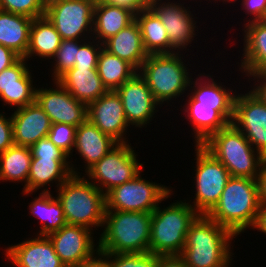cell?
<instances>
[{
  "label": "cell",
  "instance_id": "4",
  "mask_svg": "<svg viewBox=\"0 0 266 267\" xmlns=\"http://www.w3.org/2000/svg\"><path fill=\"white\" fill-rule=\"evenodd\" d=\"M81 176L72 174L55 192L62 204L66 223L94 232L96 228L103 227L105 194L84 175Z\"/></svg>",
  "mask_w": 266,
  "mask_h": 267
},
{
  "label": "cell",
  "instance_id": "19",
  "mask_svg": "<svg viewBox=\"0 0 266 267\" xmlns=\"http://www.w3.org/2000/svg\"><path fill=\"white\" fill-rule=\"evenodd\" d=\"M68 160L69 158H32L27 185L23 187L22 194L27 196L39 189L41 192H50V187L48 190L47 185L50 184L52 187L55 182L58 188L72 174L81 175L80 169L74 167L72 160Z\"/></svg>",
  "mask_w": 266,
  "mask_h": 267
},
{
  "label": "cell",
  "instance_id": "50",
  "mask_svg": "<svg viewBox=\"0 0 266 267\" xmlns=\"http://www.w3.org/2000/svg\"><path fill=\"white\" fill-rule=\"evenodd\" d=\"M206 1H208V0H206ZM210 1V0H209ZM214 1V0H213ZM219 1H221V0H219ZM226 1L228 2V3H231V2H236L237 0H222V2L224 3H226ZM217 2V0H215V3Z\"/></svg>",
  "mask_w": 266,
  "mask_h": 267
},
{
  "label": "cell",
  "instance_id": "43",
  "mask_svg": "<svg viewBox=\"0 0 266 267\" xmlns=\"http://www.w3.org/2000/svg\"><path fill=\"white\" fill-rule=\"evenodd\" d=\"M154 0H96V2L126 7L135 14L139 11L150 9Z\"/></svg>",
  "mask_w": 266,
  "mask_h": 267
},
{
  "label": "cell",
  "instance_id": "11",
  "mask_svg": "<svg viewBox=\"0 0 266 267\" xmlns=\"http://www.w3.org/2000/svg\"><path fill=\"white\" fill-rule=\"evenodd\" d=\"M95 3L96 0H47L45 16L62 40H87L92 38Z\"/></svg>",
  "mask_w": 266,
  "mask_h": 267
},
{
  "label": "cell",
  "instance_id": "44",
  "mask_svg": "<svg viewBox=\"0 0 266 267\" xmlns=\"http://www.w3.org/2000/svg\"><path fill=\"white\" fill-rule=\"evenodd\" d=\"M244 75L248 77V81L253 78L255 85L251 86L252 89L250 91L262 102L266 103V72L248 73Z\"/></svg>",
  "mask_w": 266,
  "mask_h": 267
},
{
  "label": "cell",
  "instance_id": "2",
  "mask_svg": "<svg viewBox=\"0 0 266 267\" xmlns=\"http://www.w3.org/2000/svg\"><path fill=\"white\" fill-rule=\"evenodd\" d=\"M259 206L257 179L231 176L219 202L207 216L237 237L252 229Z\"/></svg>",
  "mask_w": 266,
  "mask_h": 267
},
{
  "label": "cell",
  "instance_id": "6",
  "mask_svg": "<svg viewBox=\"0 0 266 267\" xmlns=\"http://www.w3.org/2000/svg\"><path fill=\"white\" fill-rule=\"evenodd\" d=\"M202 146L228 169L232 177L257 179L265 160L233 123L214 133Z\"/></svg>",
  "mask_w": 266,
  "mask_h": 267
},
{
  "label": "cell",
  "instance_id": "40",
  "mask_svg": "<svg viewBox=\"0 0 266 267\" xmlns=\"http://www.w3.org/2000/svg\"><path fill=\"white\" fill-rule=\"evenodd\" d=\"M30 149L32 158H69L48 137L38 140Z\"/></svg>",
  "mask_w": 266,
  "mask_h": 267
},
{
  "label": "cell",
  "instance_id": "45",
  "mask_svg": "<svg viewBox=\"0 0 266 267\" xmlns=\"http://www.w3.org/2000/svg\"><path fill=\"white\" fill-rule=\"evenodd\" d=\"M19 58L20 57L8 47L0 44V72L13 65Z\"/></svg>",
  "mask_w": 266,
  "mask_h": 267
},
{
  "label": "cell",
  "instance_id": "8",
  "mask_svg": "<svg viewBox=\"0 0 266 267\" xmlns=\"http://www.w3.org/2000/svg\"><path fill=\"white\" fill-rule=\"evenodd\" d=\"M195 148V197L191 203L200 215H207L219 202L221 194L229 180L228 169L202 145Z\"/></svg>",
  "mask_w": 266,
  "mask_h": 267
},
{
  "label": "cell",
  "instance_id": "42",
  "mask_svg": "<svg viewBox=\"0 0 266 267\" xmlns=\"http://www.w3.org/2000/svg\"><path fill=\"white\" fill-rule=\"evenodd\" d=\"M4 114L0 113V153L14 145L12 119Z\"/></svg>",
  "mask_w": 266,
  "mask_h": 267
},
{
  "label": "cell",
  "instance_id": "22",
  "mask_svg": "<svg viewBox=\"0 0 266 267\" xmlns=\"http://www.w3.org/2000/svg\"><path fill=\"white\" fill-rule=\"evenodd\" d=\"M185 119H190L194 145L204 144L214 133L232 123L234 110H215V106L183 105ZM187 116V117H186Z\"/></svg>",
  "mask_w": 266,
  "mask_h": 267
},
{
  "label": "cell",
  "instance_id": "49",
  "mask_svg": "<svg viewBox=\"0 0 266 267\" xmlns=\"http://www.w3.org/2000/svg\"><path fill=\"white\" fill-rule=\"evenodd\" d=\"M77 267H111V265L109 261L100 252H98L92 259Z\"/></svg>",
  "mask_w": 266,
  "mask_h": 267
},
{
  "label": "cell",
  "instance_id": "38",
  "mask_svg": "<svg viewBox=\"0 0 266 267\" xmlns=\"http://www.w3.org/2000/svg\"><path fill=\"white\" fill-rule=\"evenodd\" d=\"M76 129V126L55 123L51 125L47 137L68 156L70 155V158L75 145Z\"/></svg>",
  "mask_w": 266,
  "mask_h": 267
},
{
  "label": "cell",
  "instance_id": "18",
  "mask_svg": "<svg viewBox=\"0 0 266 267\" xmlns=\"http://www.w3.org/2000/svg\"><path fill=\"white\" fill-rule=\"evenodd\" d=\"M25 58H19L13 65L0 72V101L10 109L25 107L35 102L36 86ZM31 72H30V71Z\"/></svg>",
  "mask_w": 266,
  "mask_h": 267
},
{
  "label": "cell",
  "instance_id": "23",
  "mask_svg": "<svg viewBox=\"0 0 266 267\" xmlns=\"http://www.w3.org/2000/svg\"><path fill=\"white\" fill-rule=\"evenodd\" d=\"M204 74H198L194 81L191 78L188 89L191 93H187L188 103L186 102L185 105H206L215 106V110H234V100L237 91L235 90L232 93L233 89L228 87L226 89V86L222 85L221 82L214 81L213 76Z\"/></svg>",
  "mask_w": 266,
  "mask_h": 267
},
{
  "label": "cell",
  "instance_id": "17",
  "mask_svg": "<svg viewBox=\"0 0 266 267\" xmlns=\"http://www.w3.org/2000/svg\"><path fill=\"white\" fill-rule=\"evenodd\" d=\"M87 119L103 133L118 143H126V132L130 126L126 120L121 97L116 91H108L87 106ZM127 139V140H126Z\"/></svg>",
  "mask_w": 266,
  "mask_h": 267
},
{
  "label": "cell",
  "instance_id": "14",
  "mask_svg": "<svg viewBox=\"0 0 266 267\" xmlns=\"http://www.w3.org/2000/svg\"><path fill=\"white\" fill-rule=\"evenodd\" d=\"M232 123L266 159V103L251 91L236 94Z\"/></svg>",
  "mask_w": 266,
  "mask_h": 267
},
{
  "label": "cell",
  "instance_id": "28",
  "mask_svg": "<svg viewBox=\"0 0 266 267\" xmlns=\"http://www.w3.org/2000/svg\"><path fill=\"white\" fill-rule=\"evenodd\" d=\"M134 20L135 13L126 7L96 2L92 37L103 44Z\"/></svg>",
  "mask_w": 266,
  "mask_h": 267
},
{
  "label": "cell",
  "instance_id": "30",
  "mask_svg": "<svg viewBox=\"0 0 266 267\" xmlns=\"http://www.w3.org/2000/svg\"><path fill=\"white\" fill-rule=\"evenodd\" d=\"M61 41V35L46 16L34 18L30 27L29 46L25 59L28 61L38 56L43 58L42 60L46 58L50 60L57 52Z\"/></svg>",
  "mask_w": 266,
  "mask_h": 267
},
{
  "label": "cell",
  "instance_id": "46",
  "mask_svg": "<svg viewBox=\"0 0 266 267\" xmlns=\"http://www.w3.org/2000/svg\"><path fill=\"white\" fill-rule=\"evenodd\" d=\"M157 267H187L181 255H158Z\"/></svg>",
  "mask_w": 266,
  "mask_h": 267
},
{
  "label": "cell",
  "instance_id": "33",
  "mask_svg": "<svg viewBox=\"0 0 266 267\" xmlns=\"http://www.w3.org/2000/svg\"><path fill=\"white\" fill-rule=\"evenodd\" d=\"M32 152L30 147L12 145L0 153V182H22L27 185Z\"/></svg>",
  "mask_w": 266,
  "mask_h": 267
},
{
  "label": "cell",
  "instance_id": "1",
  "mask_svg": "<svg viewBox=\"0 0 266 267\" xmlns=\"http://www.w3.org/2000/svg\"><path fill=\"white\" fill-rule=\"evenodd\" d=\"M234 238L207 215H199L189 227L181 257L187 267H230Z\"/></svg>",
  "mask_w": 266,
  "mask_h": 267
},
{
  "label": "cell",
  "instance_id": "27",
  "mask_svg": "<svg viewBox=\"0 0 266 267\" xmlns=\"http://www.w3.org/2000/svg\"><path fill=\"white\" fill-rule=\"evenodd\" d=\"M57 82L75 99L87 106L108 92L99 77L97 69L73 67L64 73Z\"/></svg>",
  "mask_w": 266,
  "mask_h": 267
},
{
  "label": "cell",
  "instance_id": "16",
  "mask_svg": "<svg viewBox=\"0 0 266 267\" xmlns=\"http://www.w3.org/2000/svg\"><path fill=\"white\" fill-rule=\"evenodd\" d=\"M116 92L121 97L129 126L142 128L152 124L150 122L155 118L160 104L154 99L151 90L138 72L120 86Z\"/></svg>",
  "mask_w": 266,
  "mask_h": 267
},
{
  "label": "cell",
  "instance_id": "32",
  "mask_svg": "<svg viewBox=\"0 0 266 267\" xmlns=\"http://www.w3.org/2000/svg\"><path fill=\"white\" fill-rule=\"evenodd\" d=\"M135 20L140 27L143 45L148 55L170 54V42L166 28L151 9L136 13Z\"/></svg>",
  "mask_w": 266,
  "mask_h": 267
},
{
  "label": "cell",
  "instance_id": "9",
  "mask_svg": "<svg viewBox=\"0 0 266 267\" xmlns=\"http://www.w3.org/2000/svg\"><path fill=\"white\" fill-rule=\"evenodd\" d=\"M130 142L118 143L84 174L105 195L113 188L132 180L144 167L139 163Z\"/></svg>",
  "mask_w": 266,
  "mask_h": 267
},
{
  "label": "cell",
  "instance_id": "15",
  "mask_svg": "<svg viewBox=\"0 0 266 267\" xmlns=\"http://www.w3.org/2000/svg\"><path fill=\"white\" fill-rule=\"evenodd\" d=\"M54 88L37 87L36 103L48 115L52 124L64 123L78 127L87 120V105L75 99L60 83Z\"/></svg>",
  "mask_w": 266,
  "mask_h": 267
},
{
  "label": "cell",
  "instance_id": "10",
  "mask_svg": "<svg viewBox=\"0 0 266 267\" xmlns=\"http://www.w3.org/2000/svg\"><path fill=\"white\" fill-rule=\"evenodd\" d=\"M140 174L105 195V210L152 213L162 201L174 194L170 187L146 180Z\"/></svg>",
  "mask_w": 266,
  "mask_h": 267
},
{
  "label": "cell",
  "instance_id": "37",
  "mask_svg": "<svg viewBox=\"0 0 266 267\" xmlns=\"http://www.w3.org/2000/svg\"><path fill=\"white\" fill-rule=\"evenodd\" d=\"M47 0H0V10L29 18L45 16Z\"/></svg>",
  "mask_w": 266,
  "mask_h": 267
},
{
  "label": "cell",
  "instance_id": "26",
  "mask_svg": "<svg viewBox=\"0 0 266 267\" xmlns=\"http://www.w3.org/2000/svg\"><path fill=\"white\" fill-rule=\"evenodd\" d=\"M103 48L110 54L127 61L137 71L148 56L143 45L140 27L136 20L116 35L107 39L103 43Z\"/></svg>",
  "mask_w": 266,
  "mask_h": 267
},
{
  "label": "cell",
  "instance_id": "31",
  "mask_svg": "<svg viewBox=\"0 0 266 267\" xmlns=\"http://www.w3.org/2000/svg\"><path fill=\"white\" fill-rule=\"evenodd\" d=\"M28 207L29 212L40 220L38 236H47L67 224L62 204L56 196L51 195V191L40 192Z\"/></svg>",
  "mask_w": 266,
  "mask_h": 267
},
{
  "label": "cell",
  "instance_id": "35",
  "mask_svg": "<svg viewBox=\"0 0 266 267\" xmlns=\"http://www.w3.org/2000/svg\"><path fill=\"white\" fill-rule=\"evenodd\" d=\"M80 41L76 39L61 41L57 52L52 58L53 61H51L53 63L51 66L54 65L51 75V77L53 76V82L74 67L80 48Z\"/></svg>",
  "mask_w": 266,
  "mask_h": 267
},
{
  "label": "cell",
  "instance_id": "36",
  "mask_svg": "<svg viewBox=\"0 0 266 267\" xmlns=\"http://www.w3.org/2000/svg\"><path fill=\"white\" fill-rule=\"evenodd\" d=\"M111 267H157L158 255L154 253H101Z\"/></svg>",
  "mask_w": 266,
  "mask_h": 267
},
{
  "label": "cell",
  "instance_id": "21",
  "mask_svg": "<svg viewBox=\"0 0 266 267\" xmlns=\"http://www.w3.org/2000/svg\"><path fill=\"white\" fill-rule=\"evenodd\" d=\"M13 110L11 119L14 145L31 147L48 136L52 123L36 101Z\"/></svg>",
  "mask_w": 266,
  "mask_h": 267
},
{
  "label": "cell",
  "instance_id": "3",
  "mask_svg": "<svg viewBox=\"0 0 266 267\" xmlns=\"http://www.w3.org/2000/svg\"><path fill=\"white\" fill-rule=\"evenodd\" d=\"M152 213L105 210L100 253L149 252Z\"/></svg>",
  "mask_w": 266,
  "mask_h": 267
},
{
  "label": "cell",
  "instance_id": "34",
  "mask_svg": "<svg viewBox=\"0 0 266 267\" xmlns=\"http://www.w3.org/2000/svg\"><path fill=\"white\" fill-rule=\"evenodd\" d=\"M96 69L108 91H116L138 72L127 61L110 54L104 48L99 53Z\"/></svg>",
  "mask_w": 266,
  "mask_h": 267
},
{
  "label": "cell",
  "instance_id": "7",
  "mask_svg": "<svg viewBox=\"0 0 266 267\" xmlns=\"http://www.w3.org/2000/svg\"><path fill=\"white\" fill-rule=\"evenodd\" d=\"M183 57L185 56L182 52L150 54L138 70L161 107L165 102L169 106L174 98L177 99L182 94L184 96L185 91L189 89L192 74H189Z\"/></svg>",
  "mask_w": 266,
  "mask_h": 267
},
{
  "label": "cell",
  "instance_id": "20",
  "mask_svg": "<svg viewBox=\"0 0 266 267\" xmlns=\"http://www.w3.org/2000/svg\"><path fill=\"white\" fill-rule=\"evenodd\" d=\"M28 238L5 248V258L15 267H66L47 236ZM32 238V239H31Z\"/></svg>",
  "mask_w": 266,
  "mask_h": 267
},
{
  "label": "cell",
  "instance_id": "13",
  "mask_svg": "<svg viewBox=\"0 0 266 267\" xmlns=\"http://www.w3.org/2000/svg\"><path fill=\"white\" fill-rule=\"evenodd\" d=\"M92 234L94 235L91 229L66 224L47 237L61 262L66 267H77L99 252L98 242L94 243L95 238Z\"/></svg>",
  "mask_w": 266,
  "mask_h": 267
},
{
  "label": "cell",
  "instance_id": "48",
  "mask_svg": "<svg viewBox=\"0 0 266 267\" xmlns=\"http://www.w3.org/2000/svg\"><path fill=\"white\" fill-rule=\"evenodd\" d=\"M252 229H256L266 235V203H260L257 217Z\"/></svg>",
  "mask_w": 266,
  "mask_h": 267
},
{
  "label": "cell",
  "instance_id": "41",
  "mask_svg": "<svg viewBox=\"0 0 266 267\" xmlns=\"http://www.w3.org/2000/svg\"><path fill=\"white\" fill-rule=\"evenodd\" d=\"M241 9L245 11V15H250V19L246 23L264 20L266 17V0H241Z\"/></svg>",
  "mask_w": 266,
  "mask_h": 267
},
{
  "label": "cell",
  "instance_id": "29",
  "mask_svg": "<svg viewBox=\"0 0 266 267\" xmlns=\"http://www.w3.org/2000/svg\"><path fill=\"white\" fill-rule=\"evenodd\" d=\"M32 21L27 16L0 10V44L25 58Z\"/></svg>",
  "mask_w": 266,
  "mask_h": 267
},
{
  "label": "cell",
  "instance_id": "47",
  "mask_svg": "<svg viewBox=\"0 0 266 267\" xmlns=\"http://www.w3.org/2000/svg\"><path fill=\"white\" fill-rule=\"evenodd\" d=\"M258 192H259V201L260 203H266V159L261 165L258 178Z\"/></svg>",
  "mask_w": 266,
  "mask_h": 267
},
{
  "label": "cell",
  "instance_id": "5",
  "mask_svg": "<svg viewBox=\"0 0 266 267\" xmlns=\"http://www.w3.org/2000/svg\"><path fill=\"white\" fill-rule=\"evenodd\" d=\"M152 212L149 252L181 255L190 225L200 215L187 200H180Z\"/></svg>",
  "mask_w": 266,
  "mask_h": 267
},
{
  "label": "cell",
  "instance_id": "12",
  "mask_svg": "<svg viewBox=\"0 0 266 267\" xmlns=\"http://www.w3.org/2000/svg\"><path fill=\"white\" fill-rule=\"evenodd\" d=\"M169 1L171 0H154L150 9L166 28L170 42V54L181 53L180 51L187 49V46L195 40L194 37L198 36L196 35V33L198 34L197 20H194L197 17H194L190 8L184 7L181 2Z\"/></svg>",
  "mask_w": 266,
  "mask_h": 267
},
{
  "label": "cell",
  "instance_id": "39",
  "mask_svg": "<svg viewBox=\"0 0 266 267\" xmlns=\"http://www.w3.org/2000/svg\"><path fill=\"white\" fill-rule=\"evenodd\" d=\"M102 48L103 44L99 43L93 37L87 39L86 41L81 40L78 56L74 67L96 69L98 63V56Z\"/></svg>",
  "mask_w": 266,
  "mask_h": 267
},
{
  "label": "cell",
  "instance_id": "24",
  "mask_svg": "<svg viewBox=\"0 0 266 267\" xmlns=\"http://www.w3.org/2000/svg\"><path fill=\"white\" fill-rule=\"evenodd\" d=\"M118 144L111 136L103 133L88 119L76 129L75 145L79 157L84 160L85 172L99 162L113 147Z\"/></svg>",
  "mask_w": 266,
  "mask_h": 267
},
{
  "label": "cell",
  "instance_id": "25",
  "mask_svg": "<svg viewBox=\"0 0 266 267\" xmlns=\"http://www.w3.org/2000/svg\"><path fill=\"white\" fill-rule=\"evenodd\" d=\"M243 56L237 66L243 74L266 72V21L244 23ZM240 64V65H239Z\"/></svg>",
  "mask_w": 266,
  "mask_h": 267
}]
</instances>
